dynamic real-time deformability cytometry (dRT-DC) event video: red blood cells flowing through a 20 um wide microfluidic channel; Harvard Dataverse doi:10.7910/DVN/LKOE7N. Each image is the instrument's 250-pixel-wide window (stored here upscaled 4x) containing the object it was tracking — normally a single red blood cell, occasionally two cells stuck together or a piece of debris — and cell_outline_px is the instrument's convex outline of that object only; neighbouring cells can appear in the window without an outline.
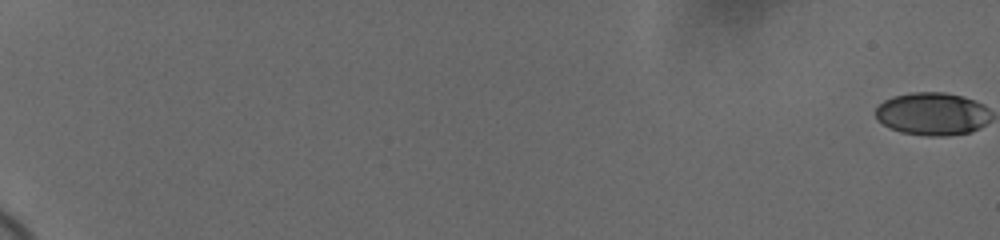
{"species": "human", "species_latin": "Homo sapiens", "temperature_condition": "cold", "stored_images_in_passage": 57, "camera_frame_rate_fps": 3000, "um_per_image_px": 0.085, "donor": {"sex": "female"}, "frame": {"image": 1, "passage_image": 1, "time_ms": 0.0, "image_size_px": [1000, 240], "cell_outline_px": [[980, 124], [976, 128], [968, 132], [908, 132], [896, 128], [880, 120], [876, 116], [876, 112], [888, 100], [900, 96], [956, 96], [968, 100], [976, 104]], "centroid_in_image_um": [79.06, 9.7], "position_along_channel_um": 5.9, "area_um2": 23.18}}
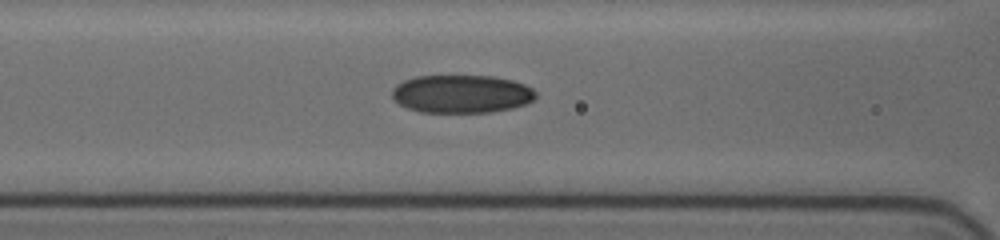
{"frame": {"image": 2, "passage_image": 31, "time_ms": 10.0, "image_size_px": [1000, 240], "cell_outline_px": [[532, 96], [528, 100], [520, 104], [500, 108], [472, 112], [432, 112], [416, 108], [404, 104], [396, 96], [396, 88], [400, 84], [412, 80], [428, 76], [476, 76], [504, 80], [520, 84], [528, 88], [532, 92]], "centroid_in_image_um": [39.21, 7.97], "position_along_channel_um": 127.4, "area_um2": 28.55}}
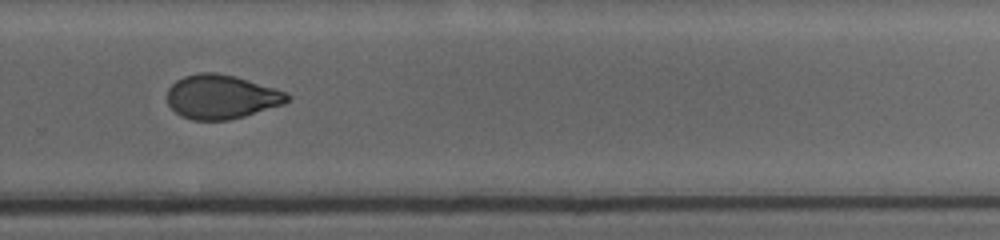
{"frame": {"image": 3, "passage_image": 46, "time_ms": 15.0, "image_size_px": [1000, 240], "cell_outline_px": [[288, 100], [240, 116], [220, 120], [200, 120], [184, 116], [172, 108], [168, 100], [168, 92], [180, 80], [188, 76], [228, 76], [244, 80], [280, 92], [288, 96]], "centroid_in_image_um": [18.74, 8.28], "position_along_channel_um": 311.1, "area_um2": 27.46}, "authors_computed_cell_mechanics": {"area_um2": 26.4146, "velocity_mm_per_s": 3.6851, "shape_relaxation_time_tau1_ms": 11.3256, "shape_relaxation_time_tau2_ms": 2.0056, "deformation_change_tau1": 0.2644, "deformation_change_tau2": 0.0702}}